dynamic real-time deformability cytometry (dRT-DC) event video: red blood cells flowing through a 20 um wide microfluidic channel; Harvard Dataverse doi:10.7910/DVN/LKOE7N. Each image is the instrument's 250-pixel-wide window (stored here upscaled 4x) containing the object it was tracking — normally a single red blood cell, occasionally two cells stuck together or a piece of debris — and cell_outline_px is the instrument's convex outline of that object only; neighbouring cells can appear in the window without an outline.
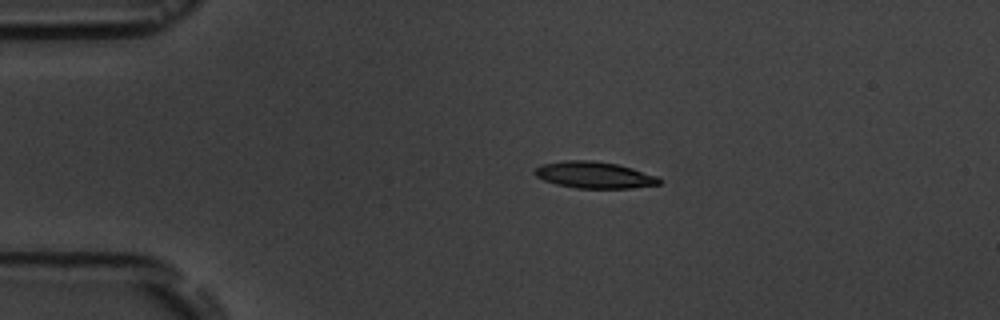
{"species": "common noctule bat (a hibernating species)", "species_latin": "Nyctalus noctula", "temperature_condition": "room temperature", "stored_images_in_passage": 4, "camera_frame_rate_fps": 3000, "um_per_image_px": 0.085, "animal": {"sex": "male", "body_mass_g": 19.5, "forearm_length_mm": 54.6}, "frame": {"image": 1, "passage_image": 2, "time_ms": 1.0, "image_size_px": [1000, 320], "cell_outline_px": [[660, 184], [632, 188], [576, 188], [556, 184], [544, 180], [536, 176], [532, 172], [536, 168], [544, 164], [568, 160], [592, 160], [616, 164], [632, 168], [656, 176], [660, 180]], "centroid_in_image_um": [50.5, 14.87], "position_along_channel_um": 34.5, "area_um2": 19.07}}